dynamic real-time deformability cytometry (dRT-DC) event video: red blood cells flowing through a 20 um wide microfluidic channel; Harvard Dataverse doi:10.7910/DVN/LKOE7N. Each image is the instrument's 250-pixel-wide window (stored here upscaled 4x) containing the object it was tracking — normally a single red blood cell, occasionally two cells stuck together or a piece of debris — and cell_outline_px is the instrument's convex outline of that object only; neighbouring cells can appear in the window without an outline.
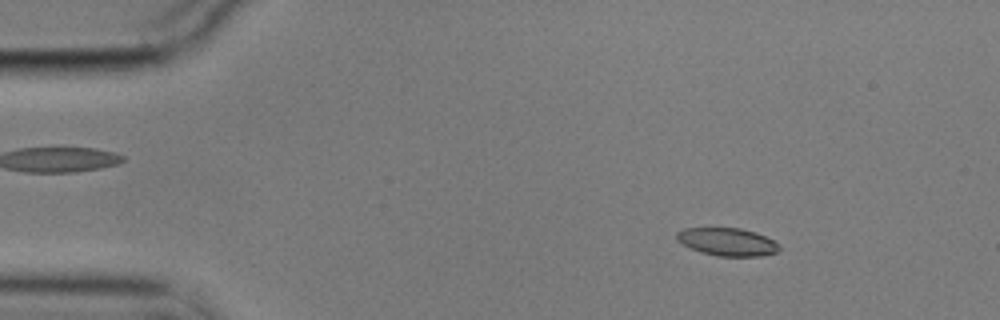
{"species": "common noctule bat (a hibernating species)", "species_latin": "Nyctalus noctula", "temperature_condition": "cold", "stored_images_in_passage": 58, "camera_frame_rate_fps": 3000, "um_per_image_px": 0.085, "animal": {"sex": "male", "body_mass_g": 17.9}, "frame": {"image": 1, "passage_image": 9, "time_ms": 2.667, "image_size_px": [1000, 320], "cell_outline_px": [[780, 248], [776, 252], [760, 256], [716, 256], [700, 252], [676, 240], [676, 232], [684, 228], [740, 228], [756, 232], [772, 240]], "centroid_in_image_um": [61.78, 20.55], "position_along_channel_um": 23.2, "area_um2": 16.47}}
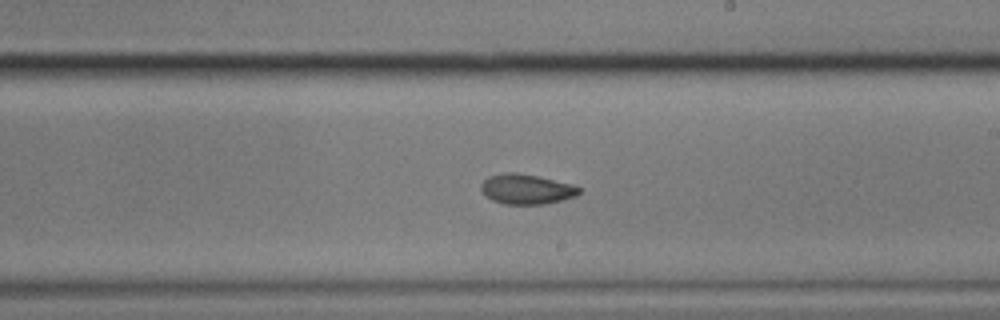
{"frame": {"image": 2, "passage_image": 34, "time_ms": 11.0, "image_size_px": [1000, 320], "cell_outline_px": [[580, 192], [576, 196], [544, 204], [504, 204], [492, 200], [480, 188], [480, 184], [488, 176], [504, 172], [516, 172], [536, 176], [572, 184], [580, 188]], "centroid_in_image_um": [44.73, 16.07], "position_along_channel_um": 244.3, "area_um2": 16.99}}
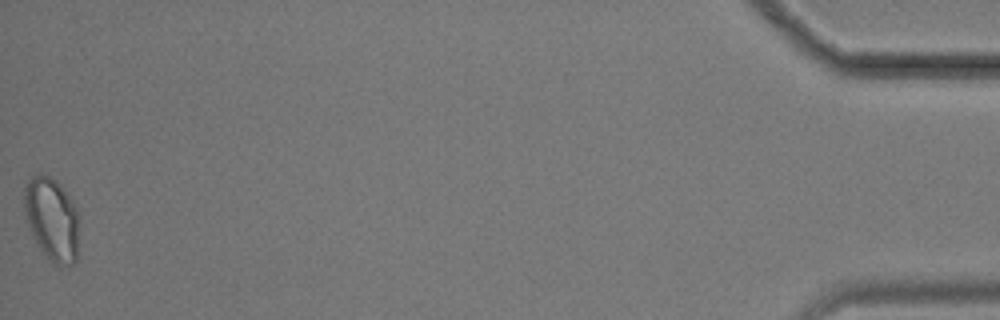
{"frame": {"image": 3, "passage_image": 58, "time_ms": 19.0, "image_size_px": [1000, 320], "cell_outline_px": [[80, 220], [76, 260], [72, 264], [60, 268], [48, 260], [40, 248], [28, 224], [24, 212], [24, 188], [28, 180], [36, 172], [40, 172], [56, 180], [60, 184], [76, 208], [80, 216]], "centroid_in_image_um": [4.43, 18.63], "position_along_channel_um": 430.8, "area_um2": 27.05}, "authors_computed_cell_mechanics": {"area_um2": 17.4556, "velocity_mm_per_s": 3.5158, "shape_relaxation_time_tau1_ms": 4.6553, "shape_relaxation_time_tau2_ms": 4.6644, "deformation_change_tau1": 0.1125, "deformation_change_tau2": 0.0879}}